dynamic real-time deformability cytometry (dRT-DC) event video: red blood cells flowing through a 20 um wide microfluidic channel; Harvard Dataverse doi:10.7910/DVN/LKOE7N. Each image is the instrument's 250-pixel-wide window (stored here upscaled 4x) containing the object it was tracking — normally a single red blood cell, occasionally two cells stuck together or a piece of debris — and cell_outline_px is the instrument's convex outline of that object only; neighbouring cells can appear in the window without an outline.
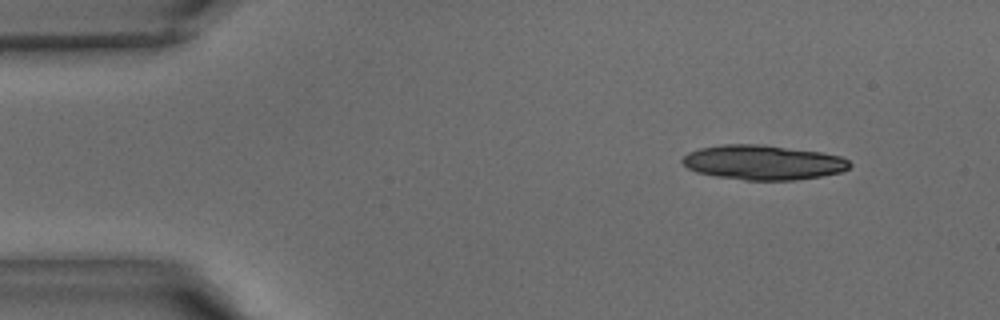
{"species": "common noctule bat (a hibernating species)", "species_latin": "Nyctalus noctula", "temperature_condition": "warm", "stored_images_in_passage": 37, "camera_frame_rate_fps": 3000, "um_per_image_px": 0.085, "animal": {"sex": "male", "body_mass_g": 15.6}, "frame": {"image": 1, "passage_image": 1, "time_ms": 0.0, "image_size_px": [1000, 320], "cell_outline_px": [[852, 164], [848, 168], [840, 172], [820, 176], [792, 180], [744, 180], [716, 176], [696, 172], [688, 168], [680, 160], [688, 152], [700, 148], [720, 144], [764, 144], [820, 152], [840, 156], [848, 160]], "centroid_in_image_um": [64.83, 13.8], "position_along_channel_um": 20.2, "area_um2": 33.81}}